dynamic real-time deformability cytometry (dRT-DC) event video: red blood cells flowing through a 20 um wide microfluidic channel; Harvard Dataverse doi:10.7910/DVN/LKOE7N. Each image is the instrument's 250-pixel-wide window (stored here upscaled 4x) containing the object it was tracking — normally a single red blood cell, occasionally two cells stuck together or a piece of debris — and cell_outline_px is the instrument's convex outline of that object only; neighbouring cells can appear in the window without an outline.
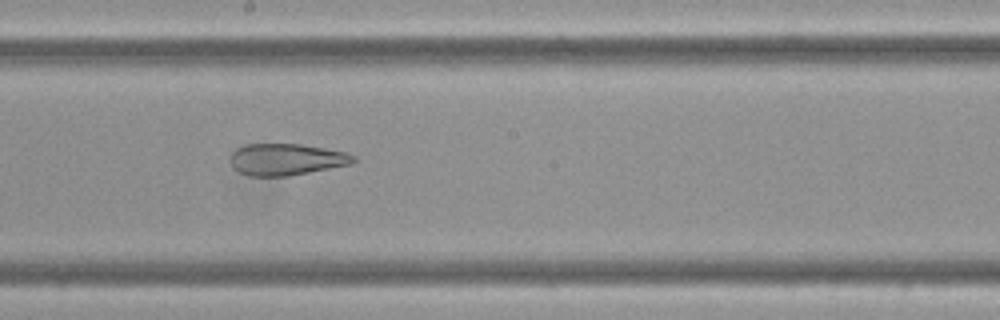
{"species": "Egyptian fruit bat (a non-hibernating species)", "species_latin": "Rousettus aegyptiacus", "temperature_condition": "cold", "stored_images_in_passage": 10, "camera_frame_rate_fps": 3000, "um_per_image_px": 0.085, "frame": {"image": 1, "passage_image": 7, "time_ms": 2.0, "image_size_px": [1000, 320], "cell_outline_px": [[356, 160], [352, 164], [308, 172], [284, 176], [248, 176], [232, 168], [232, 152], [236, 148], [244, 144], [300, 144], [348, 152], [356, 156]], "centroid_in_image_um": [24.35, 13.54], "position_along_channel_um": 223.9, "area_um2": 22.66}}